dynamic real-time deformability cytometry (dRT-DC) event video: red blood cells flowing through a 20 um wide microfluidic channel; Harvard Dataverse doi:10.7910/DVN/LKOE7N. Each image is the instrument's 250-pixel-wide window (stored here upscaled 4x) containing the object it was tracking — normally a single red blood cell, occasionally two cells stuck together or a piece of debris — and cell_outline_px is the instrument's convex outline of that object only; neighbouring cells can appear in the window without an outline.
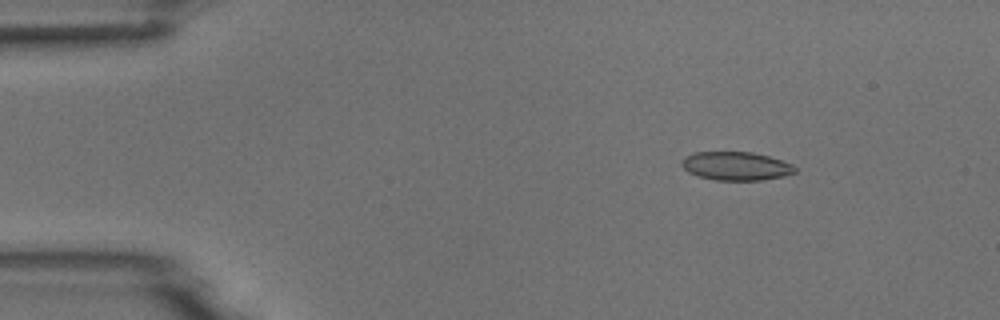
{"species": "common noctule bat (a hibernating species)", "species_latin": "Nyctalus noctula", "temperature_condition": "room temperature", "stored_images_in_passage": 5, "camera_frame_rate_fps": 3000, "um_per_image_px": 0.085, "animal": {"sex": "male", "body_mass_g": 18.8}, "frame": {"image": 1, "passage_image": 2, "time_ms": 1.333, "image_size_px": [1000, 320], "cell_outline_px": [[796, 172], [784, 176], [760, 180], [716, 180], [696, 176], [688, 172], [680, 164], [684, 156], [696, 152], [752, 152], [768, 156], [792, 164], [796, 168]], "centroid_in_image_um": [62.53, 14.11], "position_along_channel_um": 22.5, "area_um2": 18.84}}
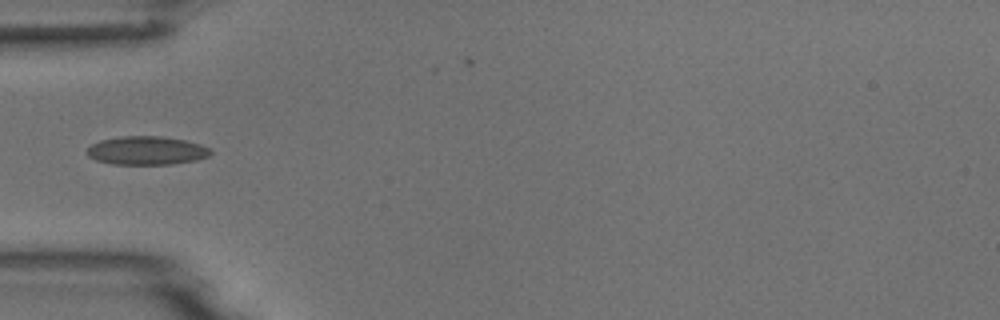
{"frame": {"image": 2, "passage_image": 5, "time_ms": 4.667, "image_size_px": [1000, 320], "cell_outline_px": [[212, 152], [208, 156], [196, 160], [172, 164], [112, 164], [96, 160], [88, 156], [88, 148], [92, 144], [100, 140], [120, 136], [160, 136], [184, 140], [200, 144], [212, 148]], "centroid_in_image_um": [12.48, 12.79], "position_along_channel_um": 72.5, "area_um2": 20.52}}